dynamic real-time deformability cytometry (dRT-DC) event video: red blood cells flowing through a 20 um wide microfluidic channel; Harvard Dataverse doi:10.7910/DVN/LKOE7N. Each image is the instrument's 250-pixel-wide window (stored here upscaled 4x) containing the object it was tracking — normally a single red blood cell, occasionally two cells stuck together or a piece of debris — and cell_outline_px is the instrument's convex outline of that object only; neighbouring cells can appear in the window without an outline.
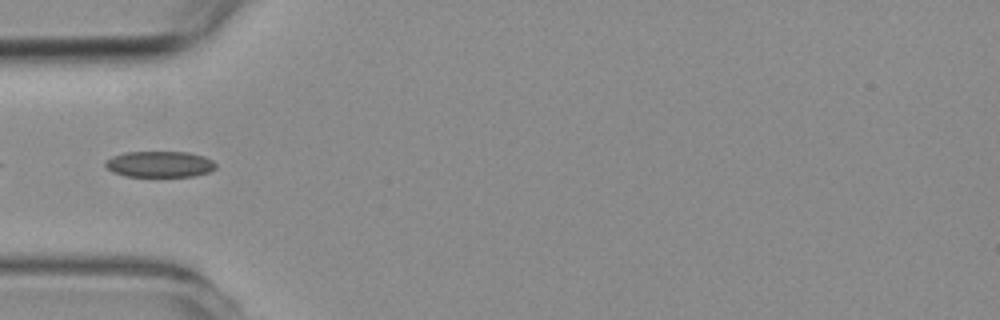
{"species": "common noctule bat (a hibernating species)", "species_latin": "Nyctalus noctula", "temperature_condition": "room temperature", "stored_images_in_passage": 7, "camera_frame_rate_fps": 3000, "um_per_image_px": 0.085, "animal": {"sex": "female", "body_mass_g": 19.3, "forearm_length_mm": 54.1}, "frame": {"image": 1, "passage_image": 1, "time_ms": 0.0, "image_size_px": [1000, 320], "cell_outline_px": [[216, 168], [208, 172], [196, 176], [124, 176], [112, 172], [104, 164], [104, 160], [112, 156], [124, 152], [188, 152], [204, 156], [212, 160], [216, 164]], "centroid_in_image_um": [13.55, 13.95], "position_along_channel_um": 71.4, "area_um2": 16.88}}
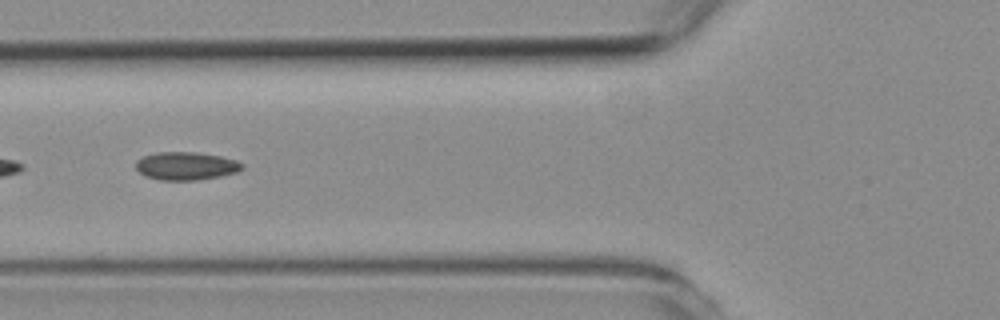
{"frame": {"image": 2, "passage_image": 4, "time_ms": 1.0, "image_size_px": [1000, 320], "cell_outline_px": [[244, 168], [236, 172], [220, 176], [196, 180], [160, 180], [144, 176], [136, 168], [136, 160], [144, 156], [156, 152], [196, 152], [220, 156], [236, 160], [244, 164]], "centroid_in_image_um": [15.81, 14.1], "position_along_channel_um": 110.0, "area_um2": 17.4}}